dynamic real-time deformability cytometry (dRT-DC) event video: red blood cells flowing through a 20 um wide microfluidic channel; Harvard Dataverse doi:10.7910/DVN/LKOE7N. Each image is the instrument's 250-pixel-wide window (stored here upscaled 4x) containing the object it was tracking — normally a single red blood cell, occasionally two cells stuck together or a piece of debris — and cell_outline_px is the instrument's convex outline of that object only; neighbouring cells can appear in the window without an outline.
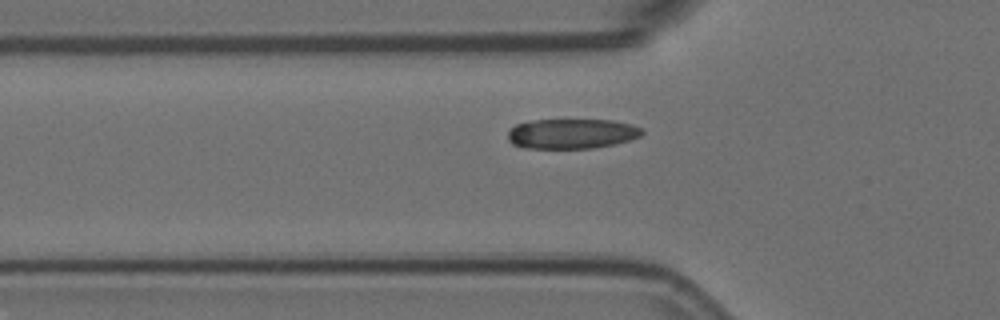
{"species": "Egyptian fruit bat (a non-hibernating species)", "species_latin": "Rousettus aegyptiacus", "temperature_condition": "room temperature", "stored_images_in_passage": 24, "camera_frame_rate_fps": 3000, "um_per_image_px": 0.085, "animal": {"sex": "female"}, "frame": {"image": 1, "passage_image": 2, "time_ms": 0.333, "image_size_px": [1000, 320], "cell_outline_px": [[644, 132], [640, 136], [628, 140], [612, 144], [592, 148], [524, 148], [512, 144], [508, 140], [508, 132], [516, 124], [532, 120], [612, 120], [632, 124], [644, 128]], "centroid_in_image_um": [48.6, 11.36], "position_along_channel_um": 77.2, "area_um2": 23.41}}
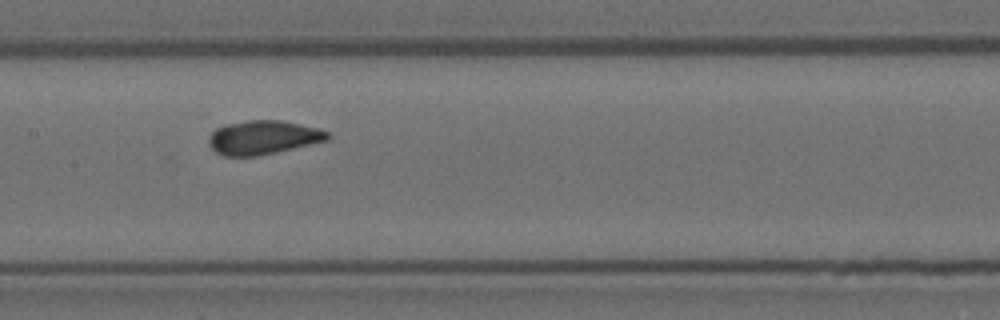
{"frame": {"image": 2, "passage_image": 11, "time_ms": 3.333, "image_size_px": [1000, 320], "cell_outline_px": [[332, 136], [328, 140], [276, 152], [256, 156], [224, 156], [216, 152], [208, 144], [208, 136], [216, 128], [224, 124], [248, 120], [284, 120], [320, 128], [328, 132]], "centroid_in_image_um": [22.37, 11.67], "position_along_channel_um": 185.0, "area_um2": 23.7}}
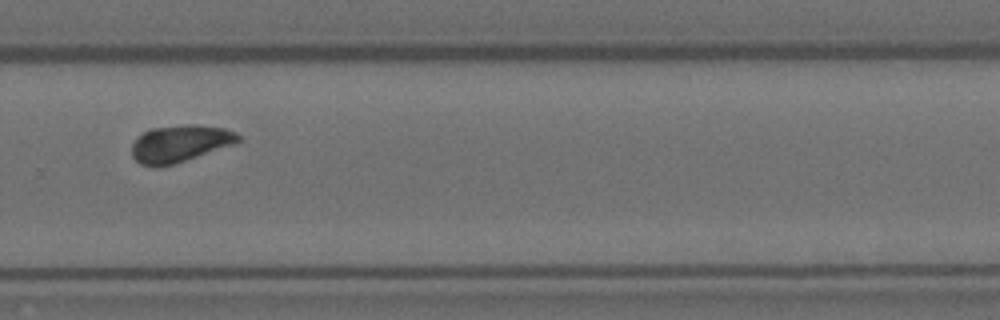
{"frame": {"image": 3, "passage_image": 22, "time_ms": 7.0, "image_size_px": [1000, 320], "cell_outline_px": [[240, 140], [232, 144], [172, 164], [152, 168], [140, 164], [132, 156], [132, 144], [144, 132], [152, 128], [188, 124], [196, 124], [224, 128], [236, 132], [240, 136]], "centroid_in_image_um": [15.26, 12.2], "position_along_channel_um": 314.5, "area_um2": 22.54}}